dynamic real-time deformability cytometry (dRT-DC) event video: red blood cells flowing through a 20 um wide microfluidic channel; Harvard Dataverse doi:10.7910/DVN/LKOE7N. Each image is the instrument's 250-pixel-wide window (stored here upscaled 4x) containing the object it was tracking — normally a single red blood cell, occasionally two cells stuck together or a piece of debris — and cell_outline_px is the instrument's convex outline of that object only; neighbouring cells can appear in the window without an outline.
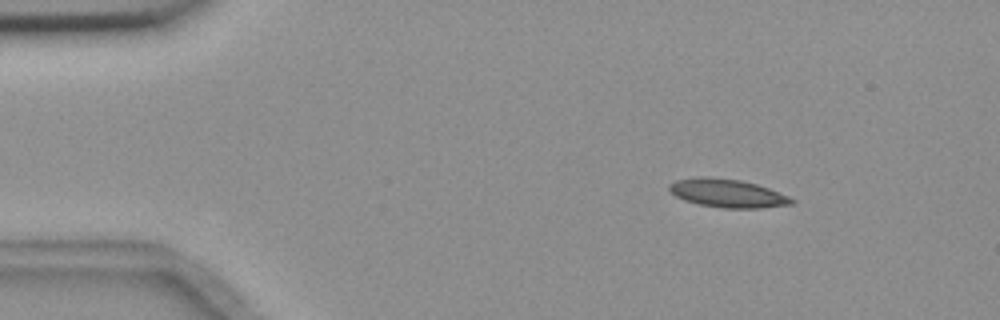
{"species": "common noctule bat (a hibernating species)", "species_latin": "Nyctalus noctula", "temperature_condition": "room temperature", "stored_images_in_passage": 5, "camera_frame_rate_fps": 3000, "um_per_image_px": 0.085, "animal": {"sex": "female", "body_mass_g": 18.4}, "frame": {"image": 1, "passage_image": 2, "time_ms": 1.0, "image_size_px": [1000, 320], "cell_outline_px": [[796, 200], [792, 204], [760, 208], [724, 208], [700, 204], [684, 200], [676, 196], [668, 188], [668, 184], [676, 180], [700, 176], [704, 176], [740, 180], [756, 184], [768, 188], [788, 196]], "centroid_in_image_um": [61.82, 16.42], "position_along_channel_um": 23.2, "area_um2": 20.06}}
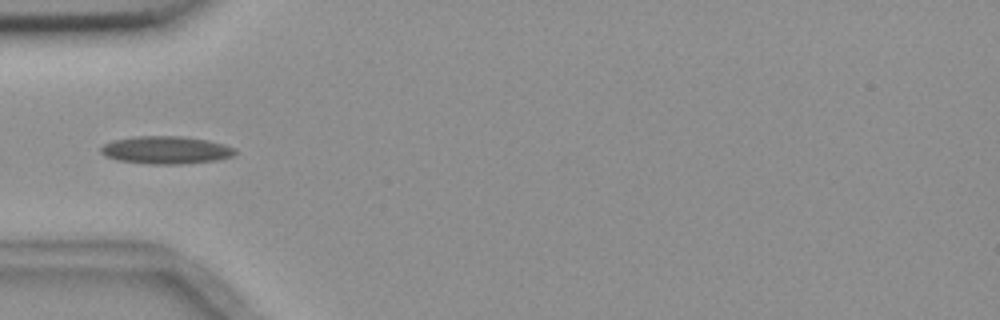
{"frame": {"image": 2, "passage_image": 5, "time_ms": 4.333, "image_size_px": [1000, 320], "cell_outline_px": [[236, 152], [232, 156], [216, 160], [180, 164], [148, 164], [116, 160], [104, 156], [100, 152], [100, 148], [104, 144], [112, 140], [136, 136], [180, 136], [208, 140], [224, 144], [236, 148]], "centroid_in_image_um": [14.08, 12.75], "position_along_channel_um": 70.9, "area_um2": 21.79}}